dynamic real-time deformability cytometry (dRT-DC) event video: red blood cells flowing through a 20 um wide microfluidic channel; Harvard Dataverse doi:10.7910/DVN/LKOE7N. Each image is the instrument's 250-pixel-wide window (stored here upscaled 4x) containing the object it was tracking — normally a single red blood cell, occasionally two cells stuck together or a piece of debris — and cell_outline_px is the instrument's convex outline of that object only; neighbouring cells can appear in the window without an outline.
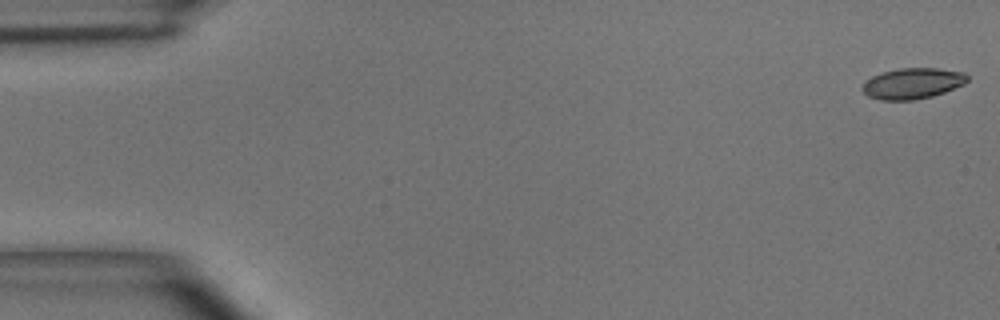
{"species": "common noctule bat (a hibernating species)", "species_latin": "Nyctalus noctula", "temperature_condition": "room temperature", "stored_images_in_passage": 49, "camera_frame_rate_fps": 3000, "um_per_image_px": 0.085, "animal": {"sex": "male", "body_mass_g": 15.6}, "frame": {"image": 1, "passage_image": 1, "time_ms": 0.0, "image_size_px": [1000, 320], "cell_outline_px": [[968, 80], [964, 84], [944, 92], [932, 96], [912, 100], [880, 100], [868, 96], [860, 88], [872, 76], [884, 72], [900, 68], [936, 68], [964, 72], [968, 76]], "centroid_in_image_um": [77.58, 7.09], "position_along_channel_um": 7.4, "area_um2": 18.73}}
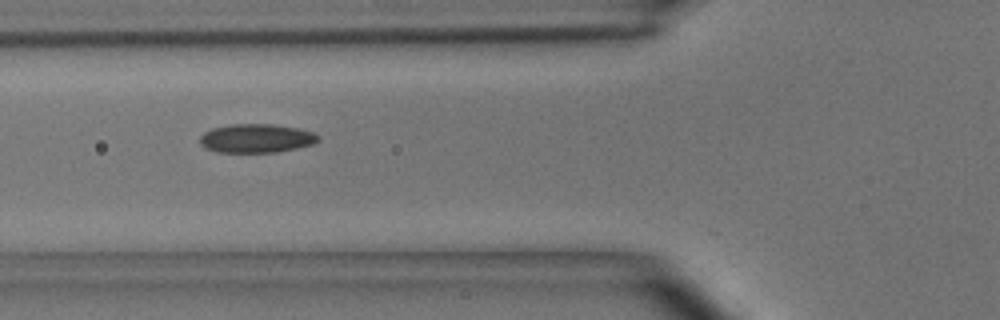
{"frame": {"image": 2, "passage_image": 18, "time_ms": 5.667, "image_size_px": [1000, 320], "cell_outline_px": [[320, 140], [312, 144], [296, 148], [276, 152], [216, 152], [204, 148], [200, 144], [200, 136], [204, 132], [212, 128], [228, 124], [272, 124], [296, 128], [312, 132], [320, 136]], "centroid_in_image_um": [21.75, 11.76], "position_along_channel_um": 104.0, "area_um2": 19.88}}
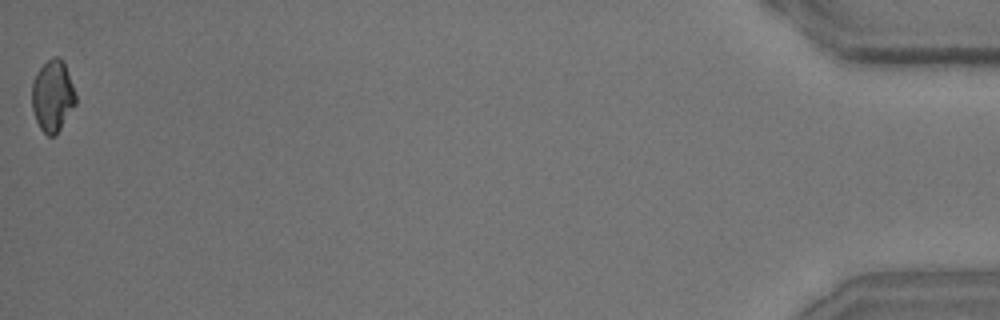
{"frame": {"image": 3, "passage_image": 49, "time_ms": 16.0, "image_size_px": [1000, 320], "cell_outline_px": [[76, 104], [56, 136], [48, 136], [40, 128], [36, 120], [32, 108], [32, 84], [36, 72], [52, 56], [56, 56], [64, 64], [76, 92]], "centroid_in_image_um": [4.48, 8.18], "position_along_channel_um": 430.7, "area_um2": 18.21}, "authors_computed_cell_mechanics": {"area_um2": 19.2474, "velocity_mm_per_s": 4.072, "shape_relaxation_time_tau1_ms": 5.9455, "shape_relaxation_time_tau2_ms": 3.357, "deformation_change_tau1": 0.1404, "deformation_change_tau2": 0.0815}}